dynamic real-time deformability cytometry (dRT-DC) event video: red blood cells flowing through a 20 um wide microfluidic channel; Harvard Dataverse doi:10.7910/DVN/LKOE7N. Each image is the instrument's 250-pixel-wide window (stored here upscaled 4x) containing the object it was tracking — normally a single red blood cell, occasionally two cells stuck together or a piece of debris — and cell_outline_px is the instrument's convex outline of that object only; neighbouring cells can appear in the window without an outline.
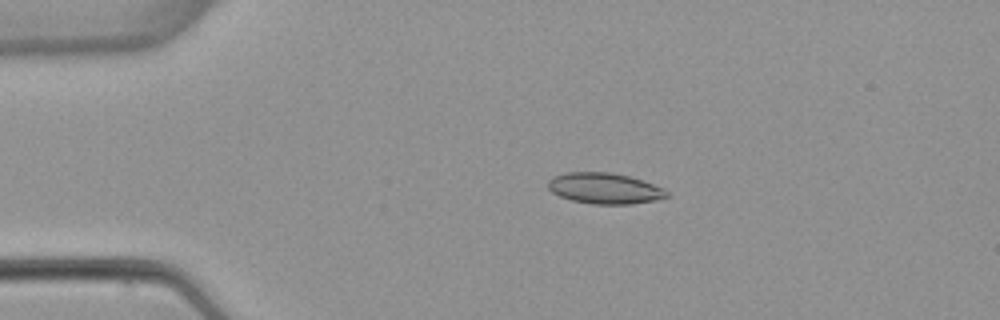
{"species": "common noctule bat (a hibernating species)", "species_latin": "Nyctalus noctula", "temperature_condition": "warm", "stored_images_in_passage": 4, "camera_frame_rate_fps": 3000, "um_per_image_px": 0.085, "animal": {"sex": "female", "body_mass_g": 22.7, "forearm_length_mm": 54.2}, "frame": {"image": 1, "passage_image": 3, "time_ms": 2.333, "image_size_px": [1000, 320], "cell_outline_px": [[668, 196], [652, 200], [632, 204], [592, 204], [572, 200], [560, 196], [552, 192], [548, 188], [548, 180], [552, 176], [564, 172], [608, 172], [628, 176], [664, 188], [668, 192]], "centroid_in_image_um": [51.33, 16.0], "position_along_channel_um": 33.7, "area_um2": 21.21}}